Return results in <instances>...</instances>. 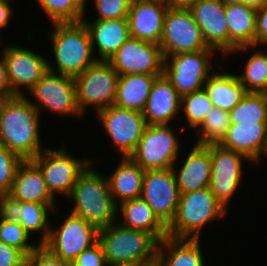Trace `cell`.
<instances>
[{"label":"cell","mask_w":267,"mask_h":266,"mask_svg":"<svg viewBox=\"0 0 267 266\" xmlns=\"http://www.w3.org/2000/svg\"><path fill=\"white\" fill-rule=\"evenodd\" d=\"M40 113L26 95H15L0 117V144L22 160H32L44 149L40 138Z\"/></svg>","instance_id":"1"},{"label":"cell","mask_w":267,"mask_h":266,"mask_svg":"<svg viewBox=\"0 0 267 266\" xmlns=\"http://www.w3.org/2000/svg\"><path fill=\"white\" fill-rule=\"evenodd\" d=\"M93 166L91 162L79 175L68 199L74 202L71 213L102 229L116 222L119 215L106 175Z\"/></svg>","instance_id":"2"},{"label":"cell","mask_w":267,"mask_h":266,"mask_svg":"<svg viewBox=\"0 0 267 266\" xmlns=\"http://www.w3.org/2000/svg\"><path fill=\"white\" fill-rule=\"evenodd\" d=\"M52 28L48 38L56 65L48 60V70L74 78L96 61L89 32L82 21L52 23Z\"/></svg>","instance_id":"3"},{"label":"cell","mask_w":267,"mask_h":266,"mask_svg":"<svg viewBox=\"0 0 267 266\" xmlns=\"http://www.w3.org/2000/svg\"><path fill=\"white\" fill-rule=\"evenodd\" d=\"M117 221L99 229L98 233L107 264L147 266L156 263L159 241L148 232L124 227Z\"/></svg>","instance_id":"4"},{"label":"cell","mask_w":267,"mask_h":266,"mask_svg":"<svg viewBox=\"0 0 267 266\" xmlns=\"http://www.w3.org/2000/svg\"><path fill=\"white\" fill-rule=\"evenodd\" d=\"M227 213L209 187L180 194L176 214L167 227L168 236L199 239L207 223L222 219Z\"/></svg>","instance_id":"5"},{"label":"cell","mask_w":267,"mask_h":266,"mask_svg":"<svg viewBox=\"0 0 267 266\" xmlns=\"http://www.w3.org/2000/svg\"><path fill=\"white\" fill-rule=\"evenodd\" d=\"M118 79V72L109 61L104 60H96L74 77L76 101L81 114L84 116L90 106H93L97 113L114 105Z\"/></svg>","instance_id":"6"},{"label":"cell","mask_w":267,"mask_h":266,"mask_svg":"<svg viewBox=\"0 0 267 266\" xmlns=\"http://www.w3.org/2000/svg\"><path fill=\"white\" fill-rule=\"evenodd\" d=\"M216 50H199L164 58L163 75L171 82L181 97L203 89L207 79L215 72L212 56Z\"/></svg>","instance_id":"7"},{"label":"cell","mask_w":267,"mask_h":266,"mask_svg":"<svg viewBox=\"0 0 267 266\" xmlns=\"http://www.w3.org/2000/svg\"><path fill=\"white\" fill-rule=\"evenodd\" d=\"M172 124L148 125L135 151L129 156L143 170L170 169L181 152Z\"/></svg>","instance_id":"8"},{"label":"cell","mask_w":267,"mask_h":266,"mask_svg":"<svg viewBox=\"0 0 267 266\" xmlns=\"http://www.w3.org/2000/svg\"><path fill=\"white\" fill-rule=\"evenodd\" d=\"M28 94L35 99L34 102L28 98L40 114L44 111L42 109H45L61 117L68 115L80 118L83 116L77 106L73 77L48 70Z\"/></svg>","instance_id":"9"},{"label":"cell","mask_w":267,"mask_h":266,"mask_svg":"<svg viewBox=\"0 0 267 266\" xmlns=\"http://www.w3.org/2000/svg\"><path fill=\"white\" fill-rule=\"evenodd\" d=\"M61 147L58 150L46 147L32 159L40 168L48 190L54 197L56 194L68 197L79 175L93 162L73 157L65 146Z\"/></svg>","instance_id":"10"},{"label":"cell","mask_w":267,"mask_h":266,"mask_svg":"<svg viewBox=\"0 0 267 266\" xmlns=\"http://www.w3.org/2000/svg\"><path fill=\"white\" fill-rule=\"evenodd\" d=\"M163 57L174 54L215 50L205 43L201 29L189 9L168 8L159 43Z\"/></svg>","instance_id":"11"},{"label":"cell","mask_w":267,"mask_h":266,"mask_svg":"<svg viewBox=\"0 0 267 266\" xmlns=\"http://www.w3.org/2000/svg\"><path fill=\"white\" fill-rule=\"evenodd\" d=\"M98 233L99 229L95 225L70 212L61 227H51L43 246L55 256L71 263L98 242Z\"/></svg>","instance_id":"12"},{"label":"cell","mask_w":267,"mask_h":266,"mask_svg":"<svg viewBox=\"0 0 267 266\" xmlns=\"http://www.w3.org/2000/svg\"><path fill=\"white\" fill-rule=\"evenodd\" d=\"M96 114L121 156L129 157L148 126L142 112L112 105Z\"/></svg>","instance_id":"13"},{"label":"cell","mask_w":267,"mask_h":266,"mask_svg":"<svg viewBox=\"0 0 267 266\" xmlns=\"http://www.w3.org/2000/svg\"><path fill=\"white\" fill-rule=\"evenodd\" d=\"M2 46L3 42L0 44L2 48L0 57H3L5 61L12 93L26 95L48 71V60L41 54L20 45ZM23 88L26 92H22Z\"/></svg>","instance_id":"14"},{"label":"cell","mask_w":267,"mask_h":266,"mask_svg":"<svg viewBox=\"0 0 267 266\" xmlns=\"http://www.w3.org/2000/svg\"><path fill=\"white\" fill-rule=\"evenodd\" d=\"M250 161L244 154L211 144L210 190L216 199L229 210V203L242 180L243 162Z\"/></svg>","instance_id":"15"},{"label":"cell","mask_w":267,"mask_h":266,"mask_svg":"<svg viewBox=\"0 0 267 266\" xmlns=\"http://www.w3.org/2000/svg\"><path fill=\"white\" fill-rule=\"evenodd\" d=\"M140 198L168 227L174 219L180 198L172 168L145 171Z\"/></svg>","instance_id":"16"},{"label":"cell","mask_w":267,"mask_h":266,"mask_svg":"<svg viewBox=\"0 0 267 266\" xmlns=\"http://www.w3.org/2000/svg\"><path fill=\"white\" fill-rule=\"evenodd\" d=\"M119 75H163L164 57L158 44L130 37L109 60Z\"/></svg>","instance_id":"17"},{"label":"cell","mask_w":267,"mask_h":266,"mask_svg":"<svg viewBox=\"0 0 267 266\" xmlns=\"http://www.w3.org/2000/svg\"><path fill=\"white\" fill-rule=\"evenodd\" d=\"M208 47L228 57V25L221 0H199L189 8Z\"/></svg>","instance_id":"18"},{"label":"cell","mask_w":267,"mask_h":266,"mask_svg":"<svg viewBox=\"0 0 267 266\" xmlns=\"http://www.w3.org/2000/svg\"><path fill=\"white\" fill-rule=\"evenodd\" d=\"M40 168L32 160H23L15 173L10 192L2 202L54 204Z\"/></svg>","instance_id":"19"},{"label":"cell","mask_w":267,"mask_h":266,"mask_svg":"<svg viewBox=\"0 0 267 266\" xmlns=\"http://www.w3.org/2000/svg\"><path fill=\"white\" fill-rule=\"evenodd\" d=\"M168 8L155 1L132 0L127 17L130 36L159 45Z\"/></svg>","instance_id":"20"},{"label":"cell","mask_w":267,"mask_h":266,"mask_svg":"<svg viewBox=\"0 0 267 266\" xmlns=\"http://www.w3.org/2000/svg\"><path fill=\"white\" fill-rule=\"evenodd\" d=\"M181 96L171 82L158 76L142 111L148 125H170L181 111Z\"/></svg>","instance_id":"21"},{"label":"cell","mask_w":267,"mask_h":266,"mask_svg":"<svg viewBox=\"0 0 267 266\" xmlns=\"http://www.w3.org/2000/svg\"><path fill=\"white\" fill-rule=\"evenodd\" d=\"M180 168L172 167L180 194L204 189L211 180V144L191 147ZM177 168V169H176ZM179 169V170H178Z\"/></svg>","instance_id":"22"},{"label":"cell","mask_w":267,"mask_h":266,"mask_svg":"<svg viewBox=\"0 0 267 266\" xmlns=\"http://www.w3.org/2000/svg\"><path fill=\"white\" fill-rule=\"evenodd\" d=\"M218 144L244 154L250 162L259 164L264 156L267 157V123L230 125Z\"/></svg>","instance_id":"23"},{"label":"cell","mask_w":267,"mask_h":266,"mask_svg":"<svg viewBox=\"0 0 267 266\" xmlns=\"http://www.w3.org/2000/svg\"><path fill=\"white\" fill-rule=\"evenodd\" d=\"M256 13L257 10L242 3L225 5L228 56L256 48Z\"/></svg>","instance_id":"24"},{"label":"cell","mask_w":267,"mask_h":266,"mask_svg":"<svg viewBox=\"0 0 267 266\" xmlns=\"http://www.w3.org/2000/svg\"><path fill=\"white\" fill-rule=\"evenodd\" d=\"M82 22L89 32L93 53L99 51L96 60L109 61L131 37L127 18L90 21L84 17Z\"/></svg>","instance_id":"25"},{"label":"cell","mask_w":267,"mask_h":266,"mask_svg":"<svg viewBox=\"0 0 267 266\" xmlns=\"http://www.w3.org/2000/svg\"><path fill=\"white\" fill-rule=\"evenodd\" d=\"M201 250L200 238L167 236L158 244L156 264L158 266H206Z\"/></svg>","instance_id":"26"},{"label":"cell","mask_w":267,"mask_h":266,"mask_svg":"<svg viewBox=\"0 0 267 266\" xmlns=\"http://www.w3.org/2000/svg\"><path fill=\"white\" fill-rule=\"evenodd\" d=\"M1 206L24 227L30 236L39 231L42 233L39 245L46 242L51 229L48 212L57 211L56 203L1 202Z\"/></svg>","instance_id":"27"},{"label":"cell","mask_w":267,"mask_h":266,"mask_svg":"<svg viewBox=\"0 0 267 266\" xmlns=\"http://www.w3.org/2000/svg\"><path fill=\"white\" fill-rule=\"evenodd\" d=\"M144 174L145 170L130 157H121L110 177H106L116 205L140 198Z\"/></svg>","instance_id":"28"},{"label":"cell","mask_w":267,"mask_h":266,"mask_svg":"<svg viewBox=\"0 0 267 266\" xmlns=\"http://www.w3.org/2000/svg\"><path fill=\"white\" fill-rule=\"evenodd\" d=\"M122 216V226L142 230L152 234L159 242L168 236L167 227L158 219L154 211L142 199L137 198L117 205V213ZM122 213V214H121Z\"/></svg>","instance_id":"29"},{"label":"cell","mask_w":267,"mask_h":266,"mask_svg":"<svg viewBox=\"0 0 267 266\" xmlns=\"http://www.w3.org/2000/svg\"><path fill=\"white\" fill-rule=\"evenodd\" d=\"M207 91L214 107L230 112L248 93L240 83L237 74L219 70L206 81Z\"/></svg>","instance_id":"30"},{"label":"cell","mask_w":267,"mask_h":266,"mask_svg":"<svg viewBox=\"0 0 267 266\" xmlns=\"http://www.w3.org/2000/svg\"><path fill=\"white\" fill-rule=\"evenodd\" d=\"M161 75L124 74L117 83L116 106L142 112L155 79Z\"/></svg>","instance_id":"31"},{"label":"cell","mask_w":267,"mask_h":266,"mask_svg":"<svg viewBox=\"0 0 267 266\" xmlns=\"http://www.w3.org/2000/svg\"><path fill=\"white\" fill-rule=\"evenodd\" d=\"M231 125L267 123V106L261 93L248 92L229 112Z\"/></svg>","instance_id":"32"},{"label":"cell","mask_w":267,"mask_h":266,"mask_svg":"<svg viewBox=\"0 0 267 266\" xmlns=\"http://www.w3.org/2000/svg\"><path fill=\"white\" fill-rule=\"evenodd\" d=\"M30 237L24 227L1 206L0 240L7 245L18 248L26 256H29L39 246L38 243L37 245L31 243Z\"/></svg>","instance_id":"33"},{"label":"cell","mask_w":267,"mask_h":266,"mask_svg":"<svg viewBox=\"0 0 267 266\" xmlns=\"http://www.w3.org/2000/svg\"><path fill=\"white\" fill-rule=\"evenodd\" d=\"M51 23L81 22L86 8L83 0H36Z\"/></svg>","instance_id":"34"},{"label":"cell","mask_w":267,"mask_h":266,"mask_svg":"<svg viewBox=\"0 0 267 266\" xmlns=\"http://www.w3.org/2000/svg\"><path fill=\"white\" fill-rule=\"evenodd\" d=\"M267 49V48H266ZM255 50L245 64L244 73L237 77L247 92L260 93L267 85V50Z\"/></svg>","instance_id":"35"},{"label":"cell","mask_w":267,"mask_h":266,"mask_svg":"<svg viewBox=\"0 0 267 266\" xmlns=\"http://www.w3.org/2000/svg\"><path fill=\"white\" fill-rule=\"evenodd\" d=\"M230 125L229 112L213 107L199 126V136L195 144H218L226 135Z\"/></svg>","instance_id":"36"},{"label":"cell","mask_w":267,"mask_h":266,"mask_svg":"<svg viewBox=\"0 0 267 266\" xmlns=\"http://www.w3.org/2000/svg\"><path fill=\"white\" fill-rule=\"evenodd\" d=\"M207 91L203 88L181 97V110L186 116L188 128L195 130L205 120L206 115L213 108Z\"/></svg>","instance_id":"37"},{"label":"cell","mask_w":267,"mask_h":266,"mask_svg":"<svg viewBox=\"0 0 267 266\" xmlns=\"http://www.w3.org/2000/svg\"><path fill=\"white\" fill-rule=\"evenodd\" d=\"M23 160L11 150L0 144V201L11 190L16 170Z\"/></svg>","instance_id":"38"},{"label":"cell","mask_w":267,"mask_h":266,"mask_svg":"<svg viewBox=\"0 0 267 266\" xmlns=\"http://www.w3.org/2000/svg\"><path fill=\"white\" fill-rule=\"evenodd\" d=\"M131 1L132 0H93L98 14L94 20L127 18Z\"/></svg>","instance_id":"39"},{"label":"cell","mask_w":267,"mask_h":266,"mask_svg":"<svg viewBox=\"0 0 267 266\" xmlns=\"http://www.w3.org/2000/svg\"><path fill=\"white\" fill-rule=\"evenodd\" d=\"M26 266H71V263L55 256L43 245H39L26 257Z\"/></svg>","instance_id":"40"},{"label":"cell","mask_w":267,"mask_h":266,"mask_svg":"<svg viewBox=\"0 0 267 266\" xmlns=\"http://www.w3.org/2000/svg\"><path fill=\"white\" fill-rule=\"evenodd\" d=\"M71 266H108L99 242L84 250L72 262Z\"/></svg>","instance_id":"41"},{"label":"cell","mask_w":267,"mask_h":266,"mask_svg":"<svg viewBox=\"0 0 267 266\" xmlns=\"http://www.w3.org/2000/svg\"><path fill=\"white\" fill-rule=\"evenodd\" d=\"M26 255L0 240V266H26Z\"/></svg>","instance_id":"42"},{"label":"cell","mask_w":267,"mask_h":266,"mask_svg":"<svg viewBox=\"0 0 267 266\" xmlns=\"http://www.w3.org/2000/svg\"><path fill=\"white\" fill-rule=\"evenodd\" d=\"M256 46L267 47V1L256 13Z\"/></svg>","instance_id":"43"},{"label":"cell","mask_w":267,"mask_h":266,"mask_svg":"<svg viewBox=\"0 0 267 266\" xmlns=\"http://www.w3.org/2000/svg\"><path fill=\"white\" fill-rule=\"evenodd\" d=\"M13 0H0V28L7 27L8 23L11 21V16H13V10L10 3ZM2 36V34H0ZM0 36V41L2 37Z\"/></svg>","instance_id":"44"},{"label":"cell","mask_w":267,"mask_h":266,"mask_svg":"<svg viewBox=\"0 0 267 266\" xmlns=\"http://www.w3.org/2000/svg\"><path fill=\"white\" fill-rule=\"evenodd\" d=\"M0 91L12 92L8 80L6 64L3 57L0 59Z\"/></svg>","instance_id":"45"},{"label":"cell","mask_w":267,"mask_h":266,"mask_svg":"<svg viewBox=\"0 0 267 266\" xmlns=\"http://www.w3.org/2000/svg\"><path fill=\"white\" fill-rule=\"evenodd\" d=\"M225 5L226 4H245L255 10L260 9L267 0H221Z\"/></svg>","instance_id":"46"},{"label":"cell","mask_w":267,"mask_h":266,"mask_svg":"<svg viewBox=\"0 0 267 266\" xmlns=\"http://www.w3.org/2000/svg\"><path fill=\"white\" fill-rule=\"evenodd\" d=\"M199 0H172L170 8L189 9Z\"/></svg>","instance_id":"47"},{"label":"cell","mask_w":267,"mask_h":266,"mask_svg":"<svg viewBox=\"0 0 267 266\" xmlns=\"http://www.w3.org/2000/svg\"><path fill=\"white\" fill-rule=\"evenodd\" d=\"M15 96L12 92L0 91V117L4 110L6 103L11 99V97Z\"/></svg>","instance_id":"48"},{"label":"cell","mask_w":267,"mask_h":266,"mask_svg":"<svg viewBox=\"0 0 267 266\" xmlns=\"http://www.w3.org/2000/svg\"><path fill=\"white\" fill-rule=\"evenodd\" d=\"M150 1H155L157 3L164 4L167 7H170L172 5V0H150Z\"/></svg>","instance_id":"49"},{"label":"cell","mask_w":267,"mask_h":266,"mask_svg":"<svg viewBox=\"0 0 267 266\" xmlns=\"http://www.w3.org/2000/svg\"><path fill=\"white\" fill-rule=\"evenodd\" d=\"M264 98L265 104L267 106V85L265 86V88L260 92Z\"/></svg>","instance_id":"50"},{"label":"cell","mask_w":267,"mask_h":266,"mask_svg":"<svg viewBox=\"0 0 267 266\" xmlns=\"http://www.w3.org/2000/svg\"><path fill=\"white\" fill-rule=\"evenodd\" d=\"M108 266H143L139 264H113V265H108Z\"/></svg>","instance_id":"51"},{"label":"cell","mask_w":267,"mask_h":266,"mask_svg":"<svg viewBox=\"0 0 267 266\" xmlns=\"http://www.w3.org/2000/svg\"><path fill=\"white\" fill-rule=\"evenodd\" d=\"M147 266H158V265L156 263H154V264L147 265Z\"/></svg>","instance_id":"52"},{"label":"cell","mask_w":267,"mask_h":266,"mask_svg":"<svg viewBox=\"0 0 267 266\" xmlns=\"http://www.w3.org/2000/svg\"><path fill=\"white\" fill-rule=\"evenodd\" d=\"M83 1H84V4H85V7H86L87 6L86 4H87L88 1L87 0H83Z\"/></svg>","instance_id":"53"}]
</instances>
